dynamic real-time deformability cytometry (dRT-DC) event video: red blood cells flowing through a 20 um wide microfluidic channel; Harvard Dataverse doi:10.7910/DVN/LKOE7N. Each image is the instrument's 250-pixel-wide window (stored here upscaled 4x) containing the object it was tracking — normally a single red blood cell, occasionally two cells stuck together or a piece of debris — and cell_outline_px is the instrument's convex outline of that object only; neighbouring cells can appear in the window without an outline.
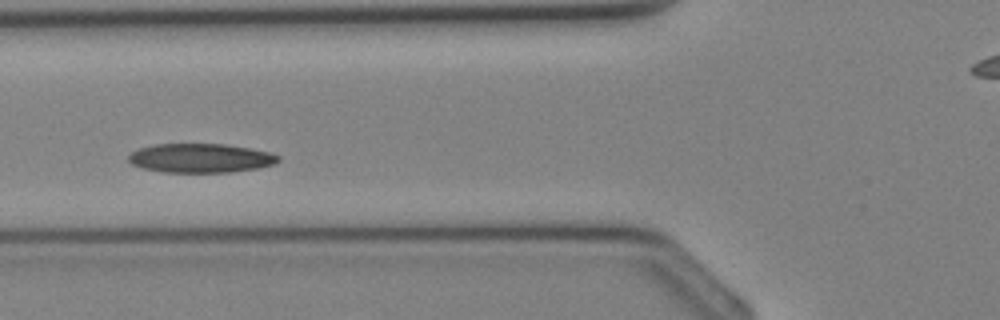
{"species": "Egyptian fruit bat (a non-hibernating species)", "species_latin": "Rousettus aegyptiacus", "temperature_condition": "cold", "stored_images_in_passage": 33, "camera_frame_rate_fps": 3000, "um_per_image_px": 0.085, "animal": {"sex": "female"}, "frame": {"image": 1, "passage_image": 10, "time_ms": 3.0, "image_size_px": [1000, 320], "cell_outline_px": [[280, 160], [276, 164], [260, 168], [232, 172], [164, 172], [144, 168], [132, 164], [128, 160], [128, 156], [132, 152], [140, 148], [156, 144], [224, 144], [248, 148], [268, 152], [280, 156]], "centroid_in_image_um": [17.08, 13.44], "position_along_channel_um": 108.7, "area_um2": 25.32}}
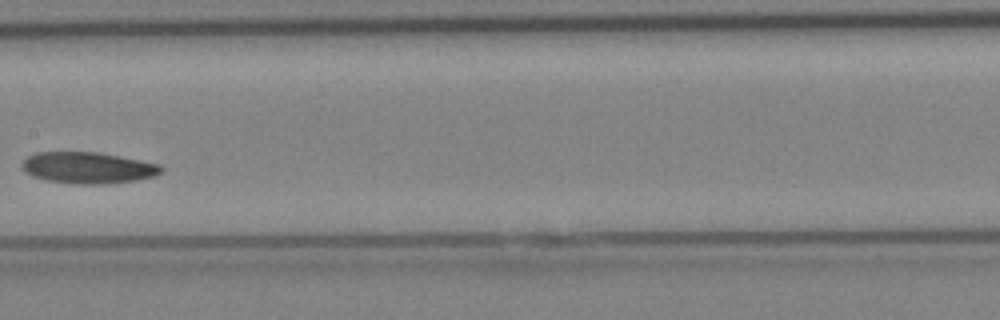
{"frame": {"image": 2, "passage_image": 15, "time_ms": 4.667, "image_size_px": [1000, 320], "cell_outline_px": [[164, 168], [156, 176], [136, 180], [104, 184], [76, 184], [44, 180], [32, 176], [24, 172], [20, 164], [28, 156], [36, 152], [96, 152], [160, 164]], "centroid_in_image_um": [7.44, 14.27], "position_along_channel_um": 200.0, "area_um2": 25.49}}